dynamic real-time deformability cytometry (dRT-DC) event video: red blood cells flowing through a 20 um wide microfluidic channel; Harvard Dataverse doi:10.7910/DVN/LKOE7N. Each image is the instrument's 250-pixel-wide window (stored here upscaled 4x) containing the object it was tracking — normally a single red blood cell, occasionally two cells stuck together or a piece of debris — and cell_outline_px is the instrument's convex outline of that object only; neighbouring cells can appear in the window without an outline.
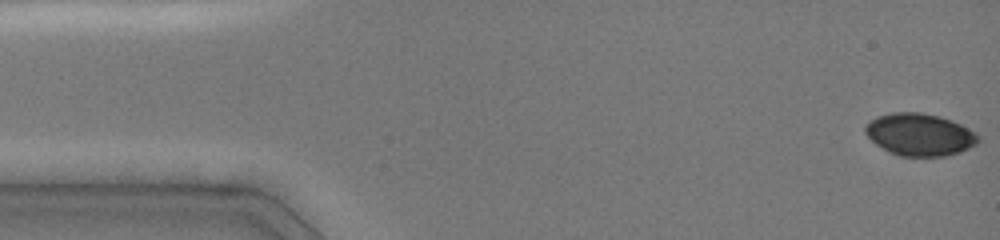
{"species": "common noctule bat (a hibernating species)", "species_latin": "Nyctalus noctula", "temperature_condition": "cold", "stored_images_in_passage": 56, "camera_frame_rate_fps": 3000, "um_per_image_px": 0.085, "animal": {"sex": "female", "body_mass_g": 19.0, "forearm_length_mm": 51.5}, "frame": {"image": 1, "passage_image": 1, "time_ms": 0.0, "image_size_px": [1000, 240], "cell_outline_px": [[980, 140], [976, 144], [960, 152], [944, 156], [900, 156], [876, 144], [864, 132], [864, 124], [876, 116], [892, 112], [920, 112], [940, 116], [952, 120], [976, 132]], "centroid_in_image_um": [78.16, 11.42], "position_along_channel_um": 6.8, "area_um2": 27.86}}